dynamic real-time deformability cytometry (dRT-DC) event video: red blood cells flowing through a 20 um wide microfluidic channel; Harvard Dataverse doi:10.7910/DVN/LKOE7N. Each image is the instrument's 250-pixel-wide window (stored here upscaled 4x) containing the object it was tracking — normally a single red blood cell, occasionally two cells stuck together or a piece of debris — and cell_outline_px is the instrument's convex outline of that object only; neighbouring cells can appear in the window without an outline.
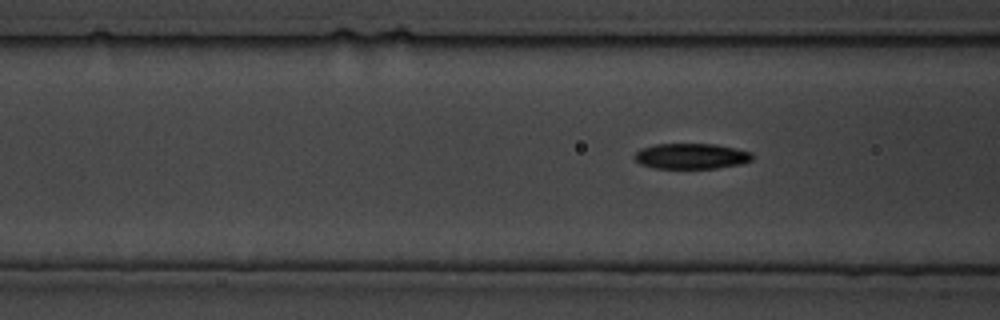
{"species": "common noctule bat (a hibernating species)", "species_latin": "Nyctalus noctula", "temperature_condition": "cold", "stored_images_in_passage": 76, "camera_frame_rate_fps": 3000, "um_per_image_px": 0.085, "animal": {"sex": "male", "body_mass_g": 19.5, "forearm_length_mm": 54.6}, "frame": {"image": 1, "passage_image": 20, "time_ms": 6.333, "image_size_px": [1000, 320], "cell_outline_px": [[752, 160], [740, 164], [716, 168], [656, 168], [640, 164], [632, 156], [640, 148], [652, 144], [716, 144], [736, 148], [752, 152]], "centroid_in_image_um": [58.73, 13.26], "position_along_channel_um": 107.9, "area_um2": 17.63}}
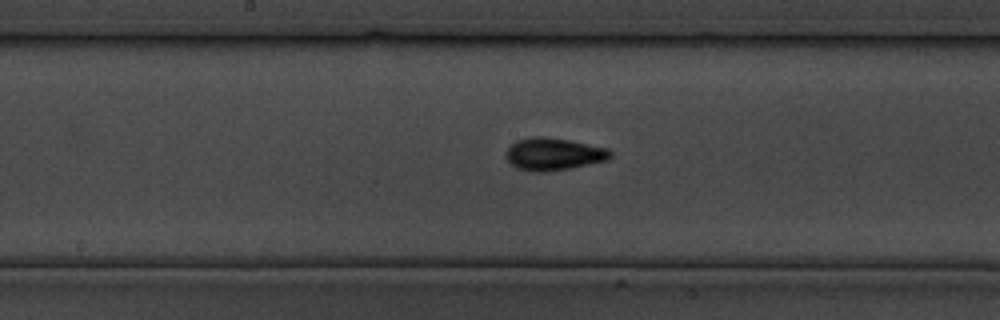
{"frame": {"image": 2, "passage_image": 37, "time_ms": 12.0, "image_size_px": [1000, 320], "cell_outline_px": [[612, 156], [608, 160], [568, 168], [544, 172], [532, 172], [516, 168], [504, 156], [508, 148], [516, 140], [532, 136], [540, 136], [568, 140], [608, 148], [612, 152]], "centroid_in_image_um": [47.03, 13.09], "position_along_channel_um": 201.2, "area_um2": 19.65}}
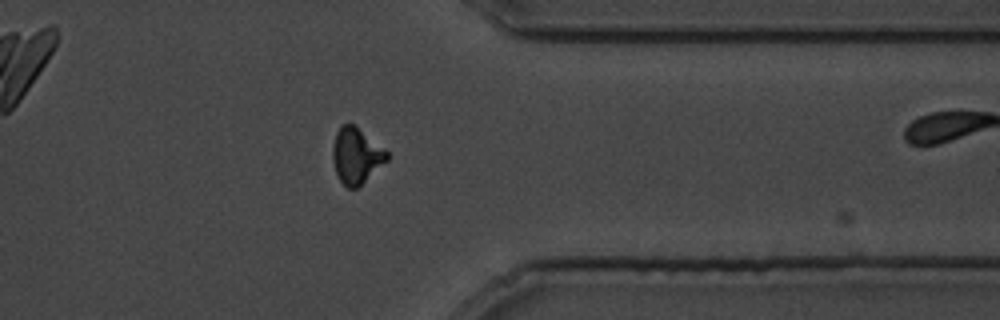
{"frame": {"image": 3, "passage_image": 71, "time_ms": 23.333, "image_size_px": [1000, 320], "cell_outline_px": [[388, 160], [356, 188], [348, 188], [340, 180], [336, 172], [332, 160], [332, 148], [336, 132], [340, 124], [352, 124], [384, 148], [388, 152]], "centroid_in_image_um": [30.26, 13.22], "position_along_channel_um": 381.1, "area_um2": 17.34}}